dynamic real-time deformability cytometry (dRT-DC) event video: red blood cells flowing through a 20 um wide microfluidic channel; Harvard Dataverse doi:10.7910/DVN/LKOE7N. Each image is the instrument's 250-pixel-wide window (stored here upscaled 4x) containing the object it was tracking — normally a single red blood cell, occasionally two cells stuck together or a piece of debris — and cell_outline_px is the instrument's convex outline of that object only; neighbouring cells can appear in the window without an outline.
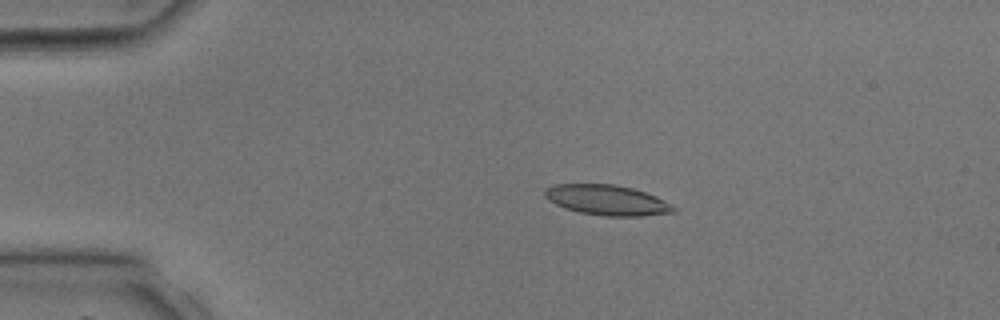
{"species": "common noctule bat (a hibernating species)", "species_latin": "Nyctalus noctula", "temperature_condition": "room temperature", "stored_images_in_passage": 39, "camera_frame_rate_fps": 3000, "um_per_image_px": 0.085, "animal": {"sex": "male", "body_mass_g": 17.9, "forearm_length_mm": 54.2}, "frame": {"image": 1, "passage_image": 8, "time_ms": 2.333, "image_size_px": [1000, 320], "cell_outline_px": [[676, 212], [640, 216], [604, 216], [580, 212], [564, 208], [548, 200], [544, 196], [544, 192], [548, 188], [556, 184], [616, 184], [632, 188], [656, 196], [664, 200], [676, 208]], "centroid_in_image_um": [51.6, 17.01], "position_along_channel_um": 33.4, "area_um2": 22.6}}
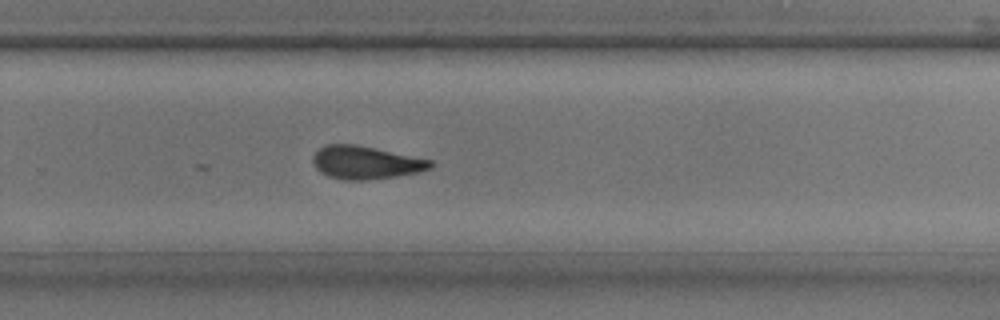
{"frame": {"image": 2, "passage_image": 26, "time_ms": 8.333, "image_size_px": [1000, 320], "cell_outline_px": [[432, 168], [416, 172], [396, 176], [368, 180], [344, 180], [328, 176], [320, 172], [316, 168], [312, 160], [312, 156], [324, 144], [356, 144], [376, 148], [432, 160]], "centroid_in_image_um": [31.05, 13.81], "position_along_channel_um": 298.7, "area_um2": 22.6}}
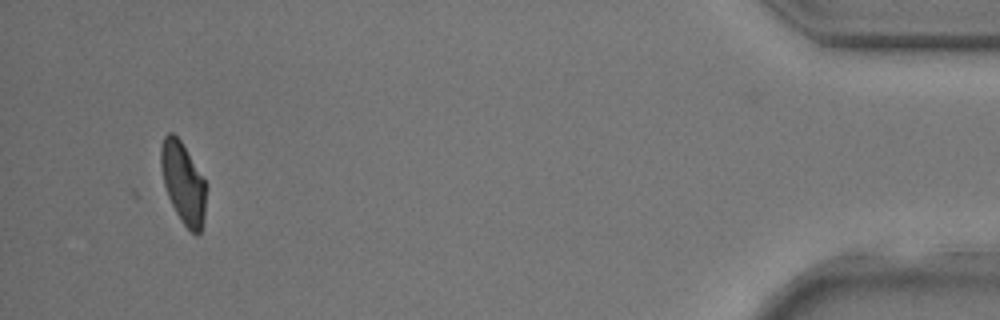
{"frame": {"image": 3, "passage_image": 37, "time_ms": 12.0, "image_size_px": [1000, 320], "cell_outline_px": [[208, 184], [204, 216], [200, 232], [196, 236], [180, 220], [168, 196], [164, 184], [160, 168], [160, 148], [164, 136], [168, 132], [172, 132], [180, 140]], "centroid_in_image_um": [15.58, 15.54], "position_along_channel_um": 419.6, "area_um2": 21.56}}